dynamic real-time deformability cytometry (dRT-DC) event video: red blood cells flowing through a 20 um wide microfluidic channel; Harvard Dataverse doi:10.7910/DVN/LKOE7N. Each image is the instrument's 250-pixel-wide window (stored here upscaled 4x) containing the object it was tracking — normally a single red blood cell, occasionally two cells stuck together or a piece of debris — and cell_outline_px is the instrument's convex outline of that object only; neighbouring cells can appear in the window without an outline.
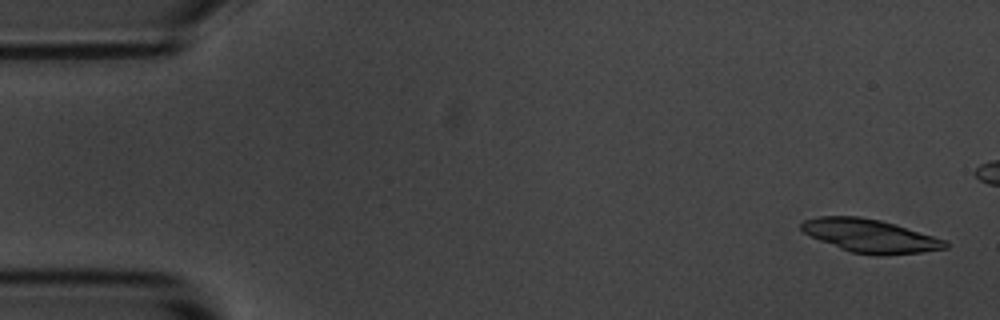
{"species": "common noctule bat (a hibernating species)", "species_latin": "Nyctalus noctula", "temperature_condition": "room temperature", "stored_images_in_passage": 6, "camera_frame_rate_fps": 3000, "um_per_image_px": 0.085, "animal": {"sex": "male", "body_mass_g": 20.1, "forearm_length_mm": 53.5}, "frame": {"image": 1, "passage_image": 1, "time_ms": 0.0, "image_size_px": [1000, 320], "cell_outline_px": [[948, 248], [920, 252], [852, 252], [840, 248], [820, 240], [804, 232], [800, 228], [800, 224], [804, 220], [820, 216], [860, 216], [880, 220], [896, 224], [948, 240]], "centroid_in_image_um": [73.96, 19.98], "position_along_channel_um": 11.0, "area_um2": 26.88}}